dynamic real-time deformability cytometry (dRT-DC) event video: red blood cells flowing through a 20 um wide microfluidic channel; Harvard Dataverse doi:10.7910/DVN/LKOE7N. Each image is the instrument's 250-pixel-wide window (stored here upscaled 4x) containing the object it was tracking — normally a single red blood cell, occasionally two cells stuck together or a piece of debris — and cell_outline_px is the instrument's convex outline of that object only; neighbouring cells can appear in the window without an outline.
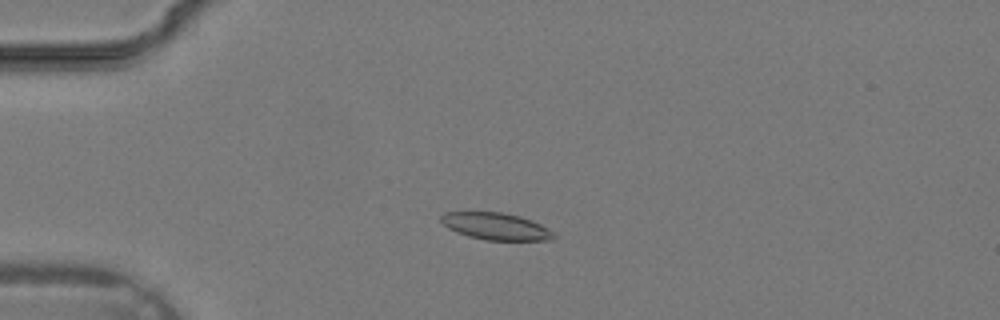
{"species": "common noctule bat (a hibernating species)", "species_latin": "Nyctalus noctula", "temperature_condition": "warm", "stored_images_in_passage": 35, "camera_frame_rate_fps": 3000, "um_per_image_px": 0.085, "animal": {"sex": "male", "body_mass_g": 19.2, "forearm_length_mm": 51.8}, "frame": {"image": 1, "passage_image": 8, "time_ms": 2.333, "image_size_px": [1000, 320], "cell_outline_px": [[556, 236], [552, 240], [484, 240], [468, 236], [456, 232], [448, 228], [440, 220], [440, 216], [444, 212], [500, 212], [520, 216], [532, 220], [548, 228]], "centroid_in_image_um": [42.14, 19.24], "position_along_channel_um": 42.9, "area_um2": 17.74}}
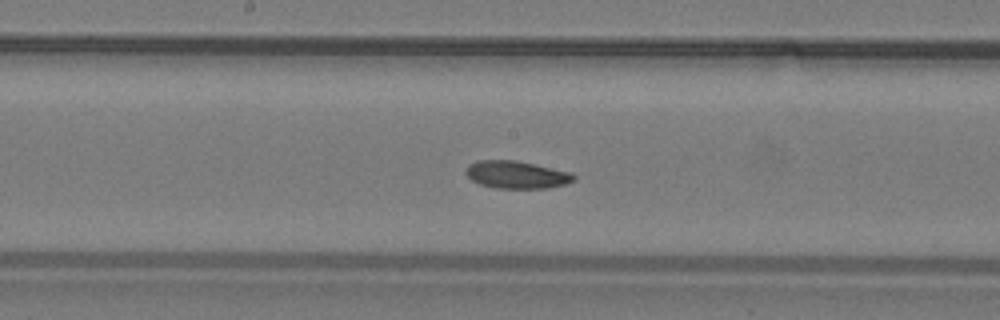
{"frame": {"image": 2, "passage_image": 18, "time_ms": 5.667, "image_size_px": [1000, 320], "cell_outline_px": [[576, 180], [564, 184], [548, 188], [496, 188], [480, 184], [472, 180], [464, 172], [464, 168], [468, 164], [476, 160], [516, 160], [536, 164], [572, 172], [576, 176]], "centroid_in_image_um": [43.9, 14.83], "position_along_channel_um": 204.3, "area_um2": 17.57}}
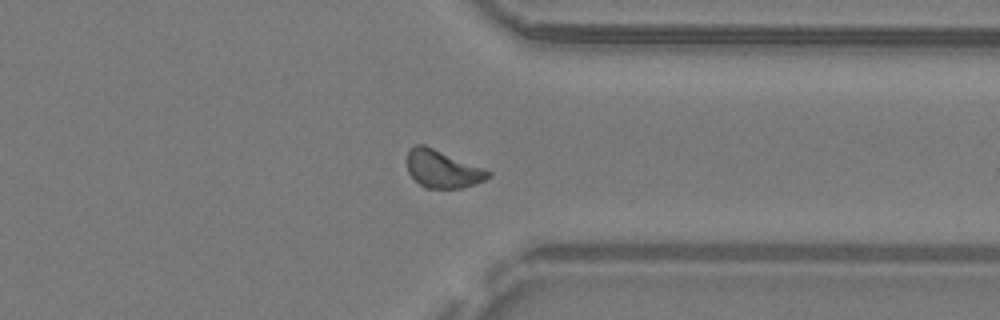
{"frame": {"image": 3, "passage_image": 27, "time_ms": 8.667, "image_size_px": [1000, 320], "cell_outline_px": [[492, 176], [484, 180], [464, 188], [424, 188], [408, 172], [408, 148], [416, 144], [424, 144], [484, 168], [492, 172]], "centroid_in_image_um": [37.63, 14.36], "position_along_channel_um": 373.8, "area_um2": 17.8}}